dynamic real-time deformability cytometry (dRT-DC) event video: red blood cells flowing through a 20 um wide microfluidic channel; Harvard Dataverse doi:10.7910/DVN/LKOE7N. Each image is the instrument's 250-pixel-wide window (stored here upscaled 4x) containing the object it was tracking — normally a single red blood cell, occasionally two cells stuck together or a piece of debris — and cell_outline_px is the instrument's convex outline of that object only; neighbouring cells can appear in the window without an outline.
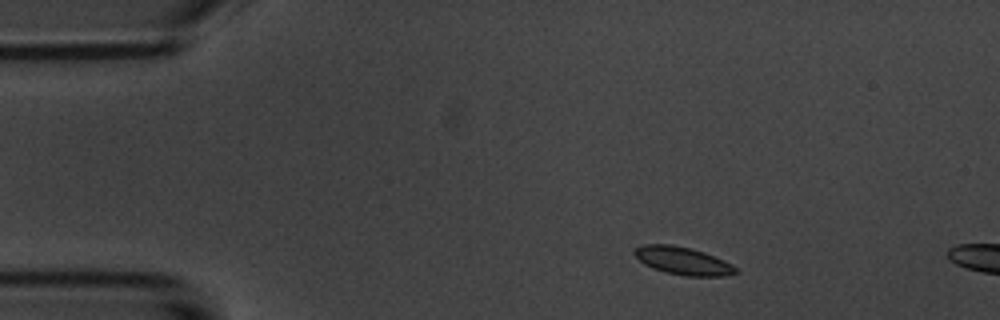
{"species": "common noctule bat (a hibernating species)", "species_latin": "Nyctalus noctula", "temperature_condition": "room temperature", "stored_images_in_passage": 4, "camera_frame_rate_fps": 3000, "um_per_image_px": 0.085, "animal": {"sex": "male", "body_mass_g": 20.1, "forearm_length_mm": 53.5}, "frame": {"image": 1, "passage_image": 1, "time_ms": 0.0, "image_size_px": [1000, 320], "cell_outline_px": [[740, 272], [724, 276], [688, 276], [668, 272], [652, 268], [644, 264], [632, 252], [636, 248], [644, 244], [672, 244], [692, 248], [704, 252], [724, 260], [732, 264]], "centroid_in_image_um": [58.07, 22.16], "position_along_channel_um": 26.9, "area_um2": 16.36}}